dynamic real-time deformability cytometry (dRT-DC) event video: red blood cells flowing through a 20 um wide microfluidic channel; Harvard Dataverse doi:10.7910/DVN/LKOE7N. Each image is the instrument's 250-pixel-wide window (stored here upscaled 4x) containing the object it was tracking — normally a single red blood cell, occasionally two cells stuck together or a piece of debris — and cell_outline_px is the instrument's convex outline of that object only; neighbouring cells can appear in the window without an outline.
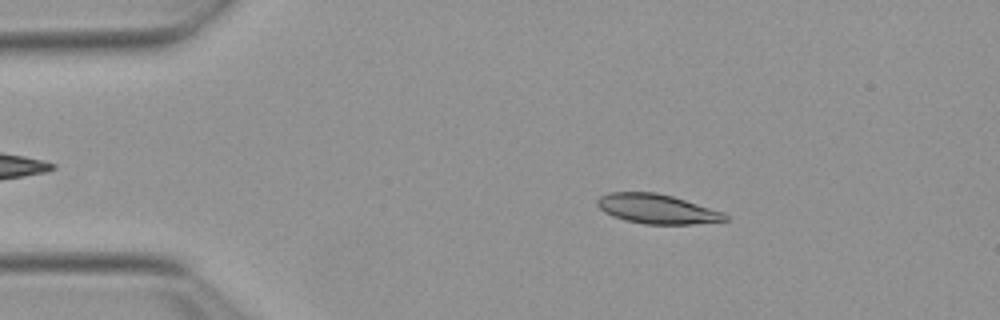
{"species": "Egyptian fruit bat (a non-hibernating species)", "species_latin": "Rousettus aegyptiacus", "temperature_condition": "warm", "stored_images_in_passage": 20, "camera_frame_rate_fps": 3000, "um_per_image_px": 0.085, "animal": {"sex": "female"}, "frame": {"image": 1, "passage_image": 8, "time_ms": 2.333, "image_size_px": [1000, 320], "cell_outline_px": [[728, 220], [692, 224], [644, 224], [624, 220], [612, 216], [604, 212], [596, 204], [596, 200], [600, 196], [608, 192], [656, 192], [672, 196], [724, 212], [728, 216]], "centroid_in_image_um": [55.81, 17.75], "position_along_channel_um": 29.2, "area_um2": 22.02}}
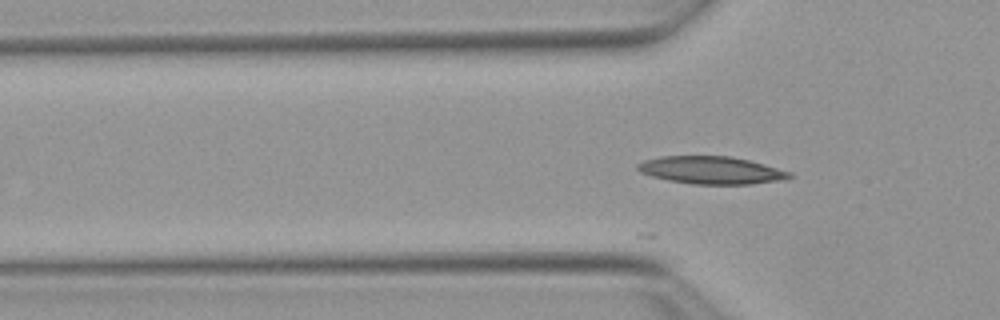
{"frame": {"image": 2, "passage_image": 15, "time_ms": 4.667, "image_size_px": [1000, 320], "cell_outline_px": [[792, 176], [784, 180], [752, 184], [692, 184], [668, 180], [652, 176], [640, 172], [636, 168], [636, 164], [644, 160], [660, 156], [728, 156], [748, 160], [792, 172]], "centroid_in_image_um": [60.44, 14.47], "position_along_channel_um": 65.4, "area_um2": 24.39}}
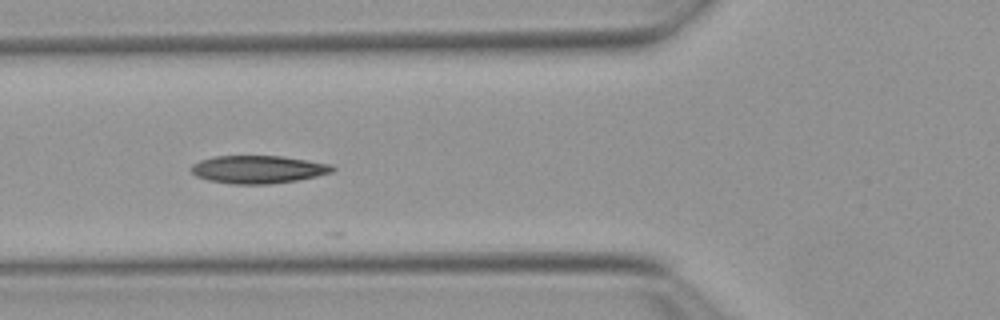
{"frame": {"image": 3, "passage_image": 18, "time_ms": 5.667, "image_size_px": [1000, 320], "cell_outline_px": [[336, 168], [332, 172], [316, 176], [296, 180], [268, 184], [232, 184], [208, 180], [196, 176], [192, 172], [192, 164], [200, 160], [212, 156], [284, 156], [332, 164]], "centroid_in_image_um": [21.94, 14.39], "position_along_channel_um": 103.9, "area_um2": 22.95}}